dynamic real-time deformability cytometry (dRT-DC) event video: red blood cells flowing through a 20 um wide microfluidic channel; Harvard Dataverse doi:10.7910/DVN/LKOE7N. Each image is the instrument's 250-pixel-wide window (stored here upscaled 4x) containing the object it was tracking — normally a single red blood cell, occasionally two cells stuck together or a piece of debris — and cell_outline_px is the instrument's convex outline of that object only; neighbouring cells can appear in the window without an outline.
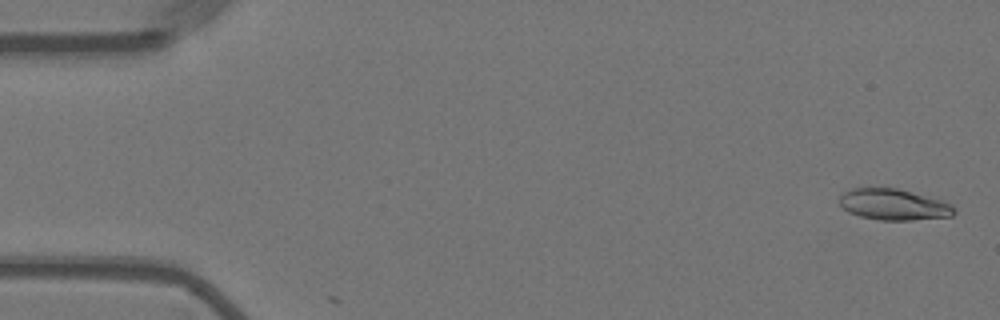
{"species": "Egyptian fruit bat (a non-hibernating species)", "species_latin": "Rousettus aegyptiacus", "temperature_condition": "warm", "stored_images_in_passage": 4, "camera_frame_rate_fps": 3000, "um_per_image_px": 0.085, "animal": {"sex": "female"}, "frame": {"image": 1, "passage_image": 2, "time_ms": 0.333, "image_size_px": [1000, 320], "cell_outline_px": [[956, 212], [952, 216], [912, 220], [880, 220], [860, 216], [848, 212], [840, 204], [840, 196], [844, 192], [852, 188], [896, 188], [940, 200], [952, 204], [956, 208]], "centroid_in_image_um": [75.97, 17.39], "position_along_channel_um": 9.0, "area_um2": 20.63}}